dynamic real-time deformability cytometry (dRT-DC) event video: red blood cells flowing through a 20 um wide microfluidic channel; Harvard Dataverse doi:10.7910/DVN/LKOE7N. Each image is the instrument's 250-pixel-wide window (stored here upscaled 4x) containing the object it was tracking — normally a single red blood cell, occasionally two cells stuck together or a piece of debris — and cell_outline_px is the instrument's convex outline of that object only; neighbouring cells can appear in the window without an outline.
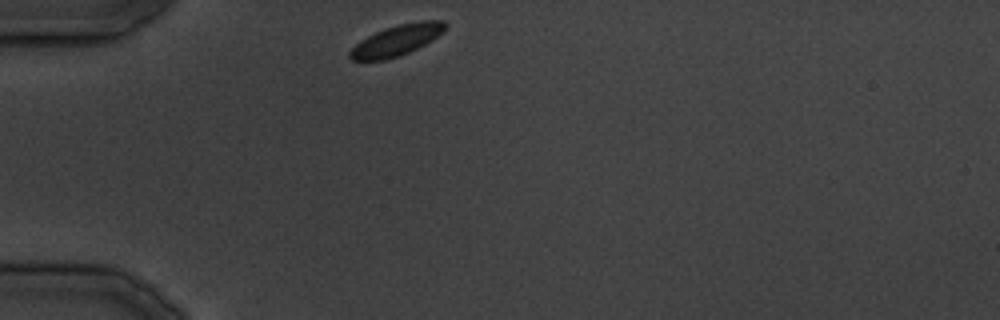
{"species": "common noctule bat (a hibernating species)", "species_latin": "Nyctalus noctula", "temperature_condition": "cold", "stored_images_in_passage": 11, "camera_frame_rate_fps": 3000, "um_per_image_px": 0.085, "animal": {"sex": "male", "body_mass_g": 19.5, "forearm_length_mm": 54.6}, "frame": {"image": 1, "passage_image": 1, "time_ms": 0.0, "image_size_px": [1000, 320], "cell_outline_px": [[448, 24], [432, 40], [408, 52], [384, 60], [352, 60], [348, 56], [348, 52], [360, 40], [376, 32], [400, 24], [420, 20], [444, 20]], "centroid_in_image_um": [33.7, 3.42], "position_along_channel_um": 51.3, "area_um2": 16.65}}
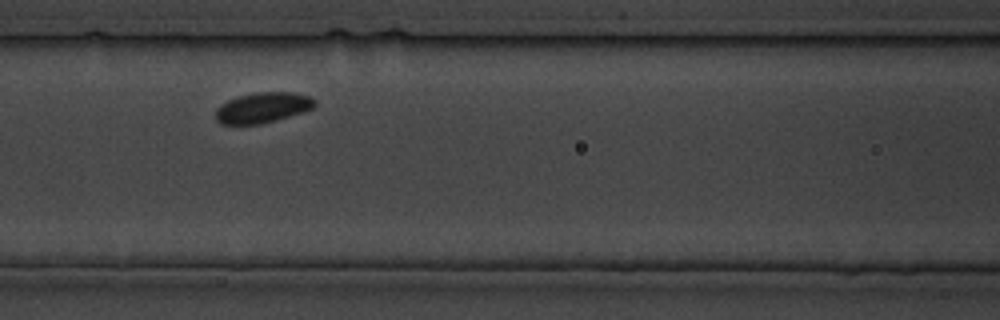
{"frame": {"image": 2, "passage_image": 7, "time_ms": 7.667, "image_size_px": [1000, 320], "cell_outline_px": [[316, 104], [312, 108], [276, 120], [260, 124], [220, 124], [216, 120], [216, 108], [220, 104], [228, 100], [240, 96], [256, 92], [292, 92], [308, 96], [316, 100]], "centroid_in_image_um": [22.3, 9.15], "position_along_channel_um": 144.3, "area_um2": 17.4}}
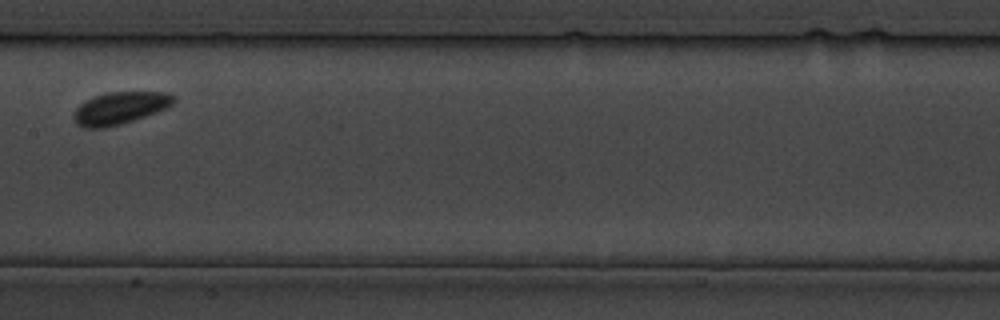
{"frame": {"image": 3, "passage_image": 10, "time_ms": 11.333, "image_size_px": [1000, 320], "cell_outline_px": [[176, 100], [172, 104], [156, 112], [120, 124], [104, 128], [84, 128], [76, 124], [72, 116], [76, 108], [80, 104], [92, 96], [108, 92], [168, 92], [176, 96]], "centroid_in_image_um": [10.16, 9.17], "position_along_channel_um": 197.2, "area_um2": 18.79}}